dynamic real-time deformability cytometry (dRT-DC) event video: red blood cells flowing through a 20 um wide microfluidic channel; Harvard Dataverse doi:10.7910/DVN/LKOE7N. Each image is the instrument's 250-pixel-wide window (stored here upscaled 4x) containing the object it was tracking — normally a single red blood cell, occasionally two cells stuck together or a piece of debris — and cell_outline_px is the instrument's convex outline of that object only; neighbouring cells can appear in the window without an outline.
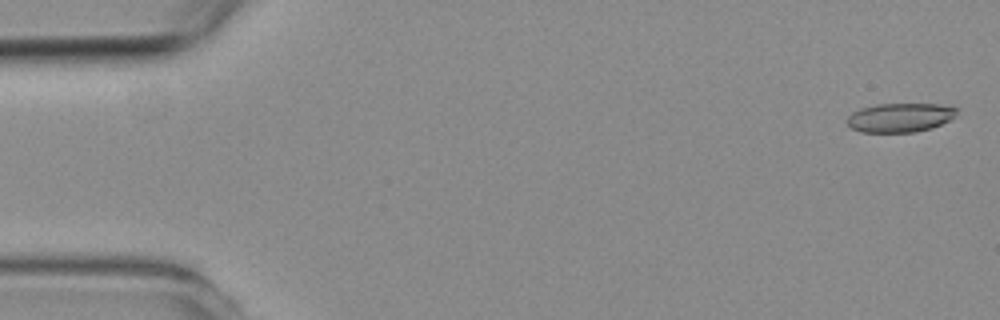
{"species": "common noctule bat (a hibernating species)", "species_latin": "Nyctalus noctula", "temperature_condition": "room temperature", "stored_images_in_passage": 5, "segment_of_instrument_passage": [1, 2], "camera_frame_rate_fps": 3000, "um_per_image_px": 0.085, "animal": {"sex": "female", "body_mass_g": 19.3, "forearm_length_mm": 54.1}, "frame": {"image": 1, "passage_image": 1, "time_ms": 0.0, "image_size_px": [1000, 320], "cell_outline_px": [[960, 108], [948, 120], [932, 128], [916, 132], [860, 132], [852, 128], [844, 120], [852, 112], [860, 108], [876, 104], [940, 104]], "centroid_in_image_um": [76.46, 9.99], "position_along_channel_um": 8.5, "area_um2": 18.61}}
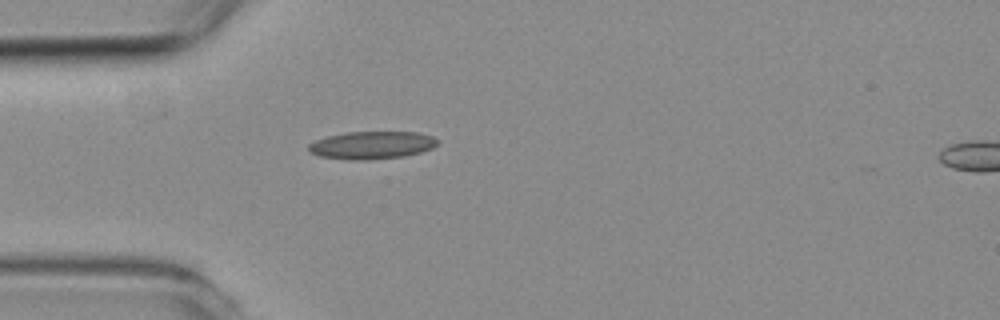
{"frame": {"image": 2, "passage_image": 4, "time_ms": 4.333, "image_size_px": [1000, 320], "cell_outline_px": [[440, 140], [432, 148], [420, 152], [404, 156], [368, 160], [348, 160], [320, 156], [308, 152], [308, 144], [316, 140], [328, 136], [348, 132], [416, 132], [432, 136]], "centroid_in_image_um": [31.59, 12.34], "position_along_channel_um": 53.4, "area_um2": 20.81}}